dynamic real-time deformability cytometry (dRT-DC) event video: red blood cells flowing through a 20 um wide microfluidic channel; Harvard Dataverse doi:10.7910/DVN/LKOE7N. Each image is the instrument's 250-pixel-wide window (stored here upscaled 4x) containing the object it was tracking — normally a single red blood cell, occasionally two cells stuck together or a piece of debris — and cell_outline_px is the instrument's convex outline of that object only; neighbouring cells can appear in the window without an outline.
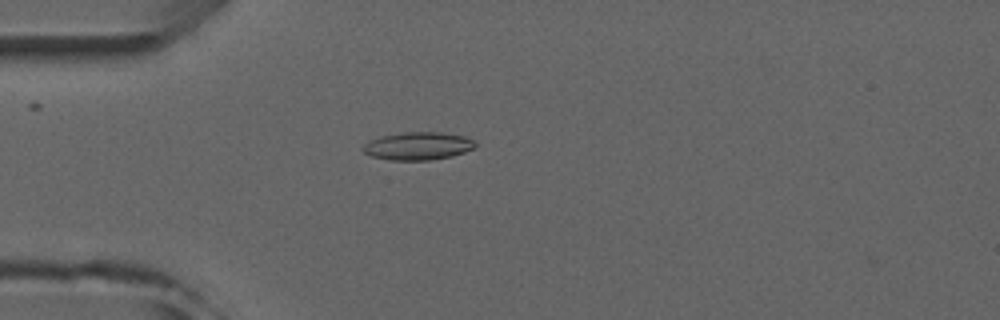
{"species": "common noctule bat (a hibernating species)", "species_latin": "Nyctalus noctula", "temperature_condition": "room temperature", "stored_images_in_passage": 1, "camera_frame_rate_fps": 3000, "um_per_image_px": 0.085, "animal": {"sex": "male", "forearm_length_mm": 52.5}, "frame": {"image": 1, "passage_image": 1, "time_ms": 0.0, "image_size_px": [1000, 320], "cell_outline_px": [[476, 148], [452, 156], [432, 160], [388, 160], [372, 156], [364, 152], [360, 148], [364, 144], [380, 136], [404, 132], [440, 132], [464, 136], [476, 140]], "centroid_in_image_um": [35.55, 12.41], "position_along_channel_um": 49.4, "area_um2": 18.38}}